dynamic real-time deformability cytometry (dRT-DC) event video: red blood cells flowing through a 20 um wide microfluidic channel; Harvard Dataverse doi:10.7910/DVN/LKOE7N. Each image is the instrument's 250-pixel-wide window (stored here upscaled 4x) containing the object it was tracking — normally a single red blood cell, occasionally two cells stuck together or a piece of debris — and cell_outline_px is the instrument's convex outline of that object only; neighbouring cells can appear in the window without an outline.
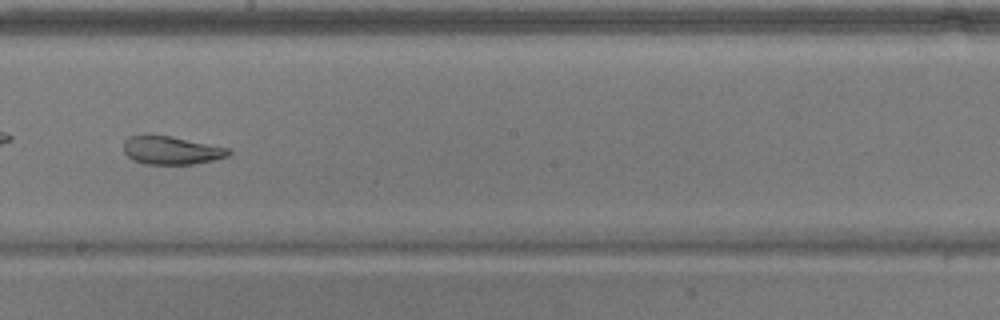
{"species": "common noctule bat (a hibernating species)", "species_latin": "Nyctalus noctula", "temperature_condition": "warm", "stored_images_in_passage": 50, "camera_frame_rate_fps": 3000, "um_per_image_px": 0.085, "animal": {"sex": "male", "body_mass_g": 17.9}, "frame": {"image": 1, "passage_image": 29, "time_ms": 9.333, "image_size_px": [1000, 320], "cell_outline_px": [[232, 152], [228, 156], [212, 160], [192, 164], [144, 164], [132, 160], [124, 152], [124, 140], [128, 136], [172, 136], [228, 148]], "centroid_in_image_um": [14.55, 12.79], "position_along_channel_um": 233.6, "area_um2": 17.05}, "authors_computed_cell_mechanics": {"area_um2": 24.3916, "velocity_mm_per_s": 3.8158, "shape_relaxation_time_tau1_ms": null, "shape_relaxation_time_tau2_ms": 2.7595, "deformation_change_tau1": null, "deformation_change_tau2": 0.1008}}